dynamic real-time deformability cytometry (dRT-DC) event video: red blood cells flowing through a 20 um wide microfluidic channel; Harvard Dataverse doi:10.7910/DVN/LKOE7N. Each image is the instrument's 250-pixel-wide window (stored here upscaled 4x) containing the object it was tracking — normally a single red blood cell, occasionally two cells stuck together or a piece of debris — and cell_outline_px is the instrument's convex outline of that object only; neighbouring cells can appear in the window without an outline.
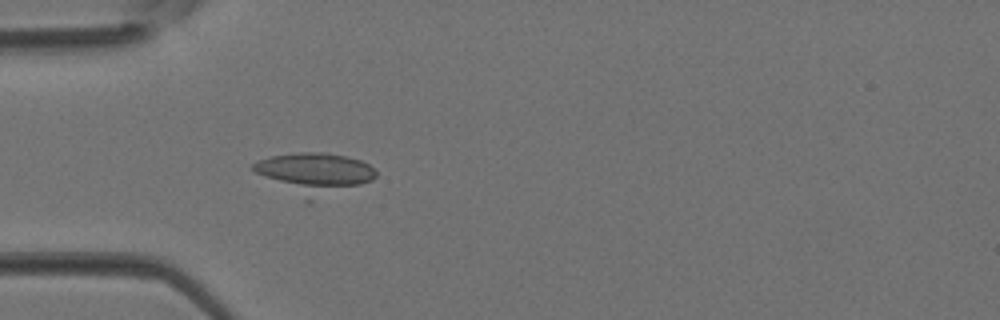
{"species": "Egyptian fruit bat (a non-hibernating species)", "species_latin": "Rousettus aegyptiacus", "temperature_condition": "room temperature", "stored_images_in_passage": 2, "camera_frame_rate_fps": 3000, "um_per_image_px": 0.085, "animal": {"sex": "female"}, "frame": {"image": 1, "passage_image": 2, "time_ms": 0.333, "image_size_px": [1000, 320], "cell_outline_px": [[376, 176], [372, 180], [308, 204], [304, 204], [256, 172], [252, 168], [252, 164], [256, 160], [272, 156], [296, 152], [324, 152], [344, 156], [360, 160], [368, 164], [376, 172]], "centroid_in_image_um": [26.67, 14.79], "position_along_channel_um": 58.3, "area_um2": 29.94}}